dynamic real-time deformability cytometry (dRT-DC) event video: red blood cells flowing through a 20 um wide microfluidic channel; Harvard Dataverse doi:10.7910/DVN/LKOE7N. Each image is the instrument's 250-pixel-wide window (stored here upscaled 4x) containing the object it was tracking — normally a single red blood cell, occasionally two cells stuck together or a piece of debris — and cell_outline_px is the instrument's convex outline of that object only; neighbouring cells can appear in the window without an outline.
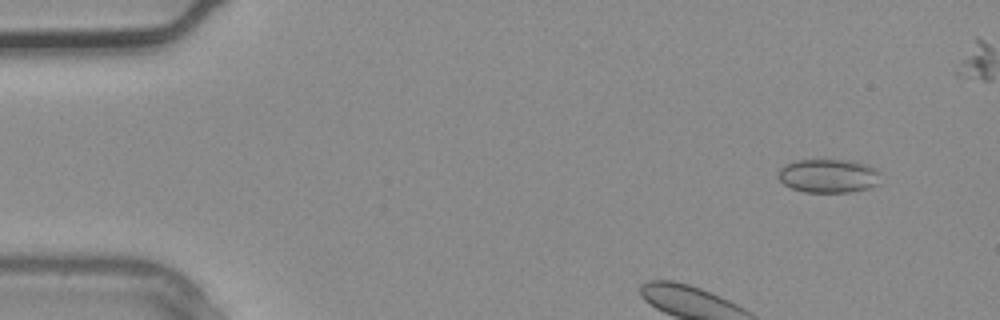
{"species": "common noctule bat (a hibernating species)", "species_latin": "Nyctalus noctula", "temperature_condition": "warm", "stored_images_in_passage": 3, "camera_frame_rate_fps": 3000, "um_per_image_px": 0.085, "animal": {"sex": "male", "body_mass_g": 20.4}, "frame": {"image": 1, "passage_image": 1, "time_ms": 0.0, "image_size_px": [1000, 320], "cell_outline_px": [[880, 184], [868, 188], [848, 192], [804, 192], [792, 188], [784, 184], [776, 176], [780, 168], [796, 160], [852, 160], [880, 168]], "centroid_in_image_um": [70.47, 14.94], "position_along_channel_um": 14.5, "area_um2": 20.4}}